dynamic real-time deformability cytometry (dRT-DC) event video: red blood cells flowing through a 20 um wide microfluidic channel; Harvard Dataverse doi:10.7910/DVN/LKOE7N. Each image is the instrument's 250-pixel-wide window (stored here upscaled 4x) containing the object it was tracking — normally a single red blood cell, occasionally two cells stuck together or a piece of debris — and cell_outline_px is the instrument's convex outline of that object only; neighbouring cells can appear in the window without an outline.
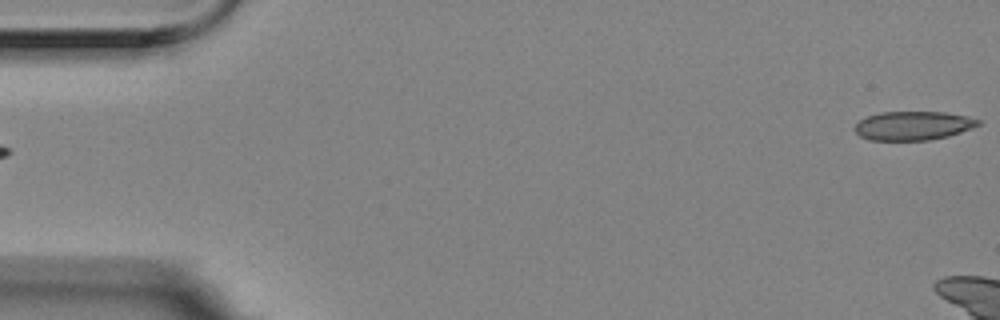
{"species": "Egyptian fruit bat (a non-hibernating species)", "species_latin": "Rousettus aegyptiacus", "temperature_condition": "room temperature", "stored_images_in_passage": 3, "camera_frame_rate_fps": 3000, "um_per_image_px": 0.085, "animal": {"sex": "female"}, "frame": {"image": 1, "passage_image": 1, "time_ms": 0.0, "image_size_px": [1000, 320], "cell_outline_px": [[980, 124], [972, 128], [948, 136], [928, 140], [868, 140], [860, 136], [852, 128], [860, 120], [868, 116], [880, 112], [944, 112], [968, 116], [980, 120]], "centroid_in_image_um": [77.6, 10.68], "position_along_channel_um": 7.4, "area_um2": 20.75}}